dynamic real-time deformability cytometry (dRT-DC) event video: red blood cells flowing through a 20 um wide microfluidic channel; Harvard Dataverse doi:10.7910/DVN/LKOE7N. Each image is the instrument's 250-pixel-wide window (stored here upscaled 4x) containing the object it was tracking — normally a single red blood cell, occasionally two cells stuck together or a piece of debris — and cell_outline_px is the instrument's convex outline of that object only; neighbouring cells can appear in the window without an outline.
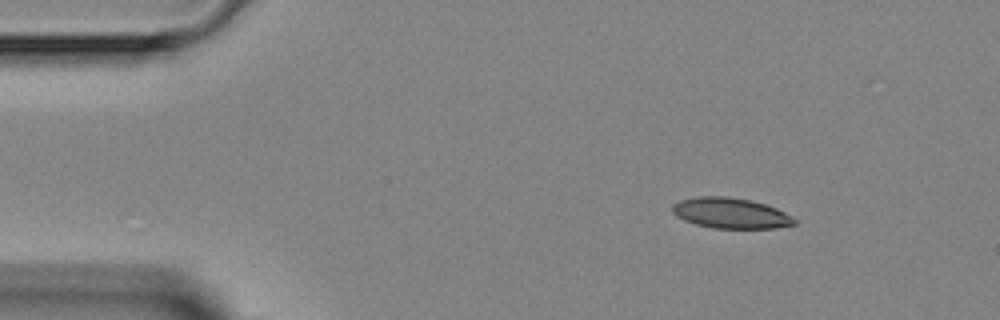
{"species": "Egyptian fruit bat (a non-hibernating species)", "species_latin": "Rousettus aegyptiacus", "temperature_condition": "room temperature", "stored_images_in_passage": 3, "camera_frame_rate_fps": 3000, "um_per_image_px": 0.085, "animal": {"sex": "female"}, "frame": {"image": 1, "passage_image": 1, "time_ms": 0.0, "image_size_px": [1000, 320], "cell_outline_px": [[796, 224], [776, 228], [712, 228], [696, 224], [684, 220], [676, 216], [672, 212], [672, 204], [680, 200], [696, 196], [728, 196], [752, 200], [776, 208], [792, 216], [796, 220]], "centroid_in_image_um": [62.09, 18.11], "position_along_channel_um": 22.9, "area_um2": 21.85}}